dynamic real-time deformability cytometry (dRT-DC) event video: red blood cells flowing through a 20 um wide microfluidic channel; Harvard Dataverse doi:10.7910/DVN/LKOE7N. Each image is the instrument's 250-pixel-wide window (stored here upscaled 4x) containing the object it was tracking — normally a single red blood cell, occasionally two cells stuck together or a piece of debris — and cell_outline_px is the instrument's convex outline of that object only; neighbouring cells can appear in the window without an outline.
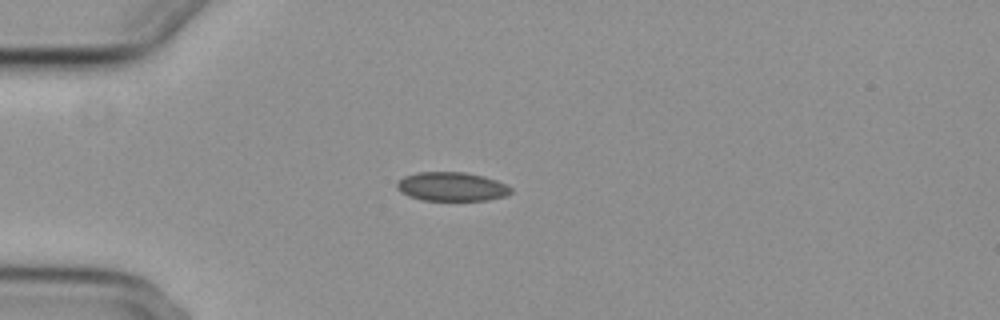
{"species": "common noctule bat (a hibernating species)", "species_latin": "Nyctalus noctula", "temperature_condition": "cold", "stored_images_in_passage": 7, "camera_frame_rate_fps": 3000, "um_per_image_px": 0.085, "animal": {"sex": "female", "body_mass_g": 29.2, "forearm_length_mm": 56.3}, "frame": {"image": 1, "passage_image": 2, "time_ms": 1.333, "image_size_px": [1000, 320], "cell_outline_px": [[512, 192], [504, 196], [488, 200], [424, 200], [408, 196], [400, 192], [396, 188], [396, 184], [404, 176], [416, 172], [464, 172], [484, 176], [496, 180], [512, 188]], "centroid_in_image_um": [38.37, 15.86], "position_along_channel_um": 46.6, "area_um2": 19.19}}
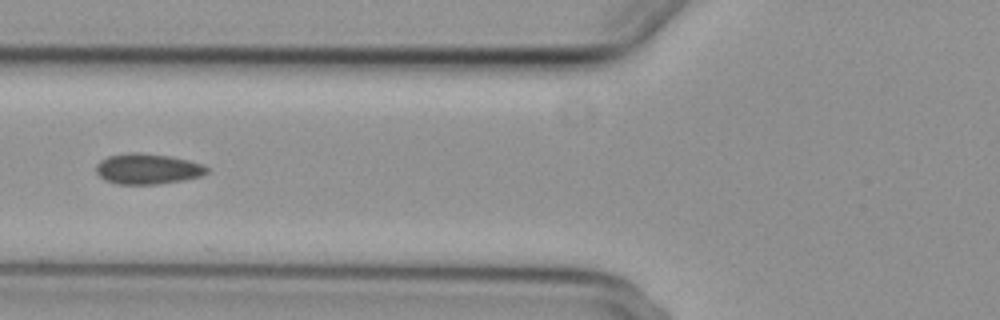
{"frame": {"image": 2, "passage_image": 4, "time_ms": 3.667, "image_size_px": [1000, 320], "cell_outline_px": [[208, 172], [200, 176], [184, 180], [156, 184], [116, 184], [104, 180], [96, 172], [96, 164], [100, 160], [108, 156], [132, 152], [140, 152], [168, 156], [188, 160], [204, 164], [208, 168]], "centroid_in_image_um": [12.53, 14.35], "position_along_channel_um": 113.3, "area_um2": 19.77}}
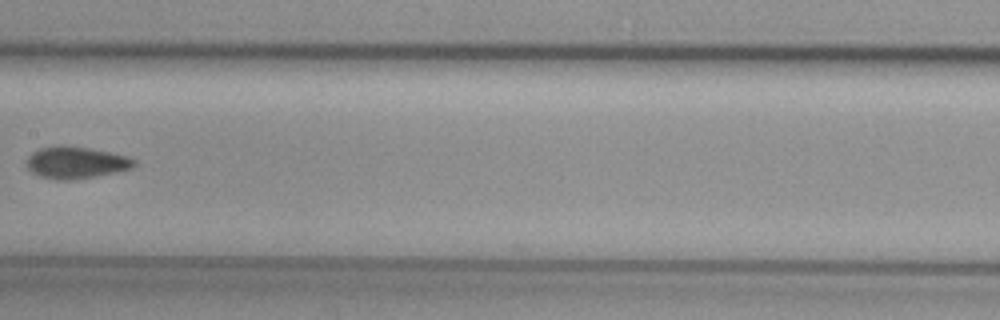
{"frame": {"image": 3, "passage_image": 6, "time_ms": 6.0, "image_size_px": [1000, 320], "cell_outline_px": [[136, 164], [132, 168], [116, 172], [96, 176], [68, 180], [56, 180], [40, 176], [32, 172], [28, 168], [28, 156], [32, 152], [40, 148], [88, 148], [128, 156], [136, 160]], "centroid_in_image_um": [6.5, 13.86], "position_along_channel_um": 200.9, "area_um2": 19.25}}